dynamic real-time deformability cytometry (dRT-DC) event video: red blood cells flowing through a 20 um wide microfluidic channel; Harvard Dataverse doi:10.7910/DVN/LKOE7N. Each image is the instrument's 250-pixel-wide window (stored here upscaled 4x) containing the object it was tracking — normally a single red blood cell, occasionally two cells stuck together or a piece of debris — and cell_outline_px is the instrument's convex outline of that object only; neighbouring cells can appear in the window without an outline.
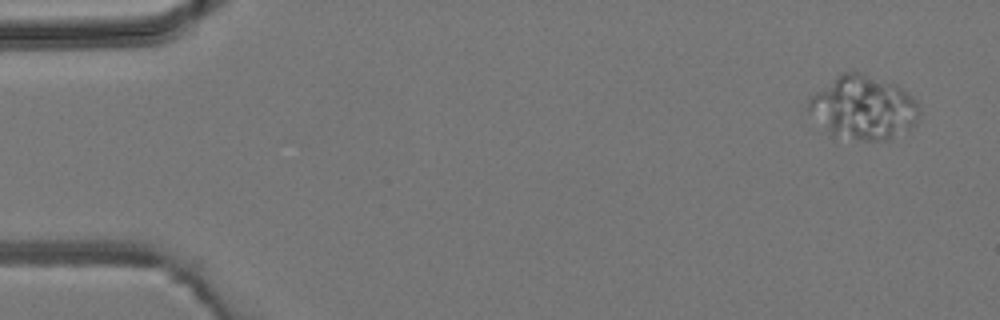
{"species": "common noctule bat (a hibernating species)", "species_latin": "Nyctalus noctula", "temperature_condition": "room temperature", "stored_images_in_passage": 4, "camera_frame_rate_fps": 3000, "um_per_image_px": 0.085, "animal": {"sex": "male", "body_mass_g": 19.2, "forearm_length_mm": 51.8}, "frame": {"image": 1, "passage_image": 1, "time_ms": 0.0, "image_size_px": [1000, 320], "cell_outline_px": [[920, 112], [916, 124], [912, 128], [892, 140], [860, 140], [832, 136], [808, 112], [808, 100], [816, 92], [844, 72], [856, 72], [896, 84], [912, 96], [916, 100]], "centroid_in_image_um": [73.42, 9.19], "position_along_channel_um": 11.6, "area_um2": 40.98}}
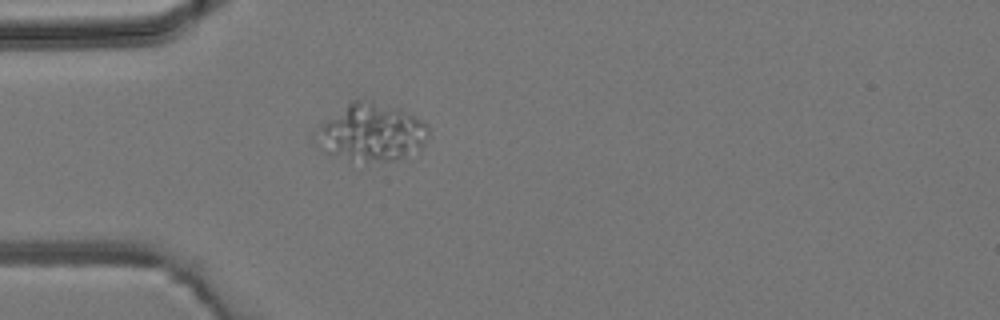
{"frame": {"image": 2, "passage_image": 4, "time_ms": 3.667, "image_size_px": [1000, 320], "cell_outline_px": [[428, 136], [420, 152], [404, 156], [352, 156], [324, 152], [324, 120], [352, 100], [372, 100], [396, 108], [428, 124]], "centroid_in_image_um": [31.74, 11.13], "position_along_channel_um": 53.3, "area_um2": 34.33}}